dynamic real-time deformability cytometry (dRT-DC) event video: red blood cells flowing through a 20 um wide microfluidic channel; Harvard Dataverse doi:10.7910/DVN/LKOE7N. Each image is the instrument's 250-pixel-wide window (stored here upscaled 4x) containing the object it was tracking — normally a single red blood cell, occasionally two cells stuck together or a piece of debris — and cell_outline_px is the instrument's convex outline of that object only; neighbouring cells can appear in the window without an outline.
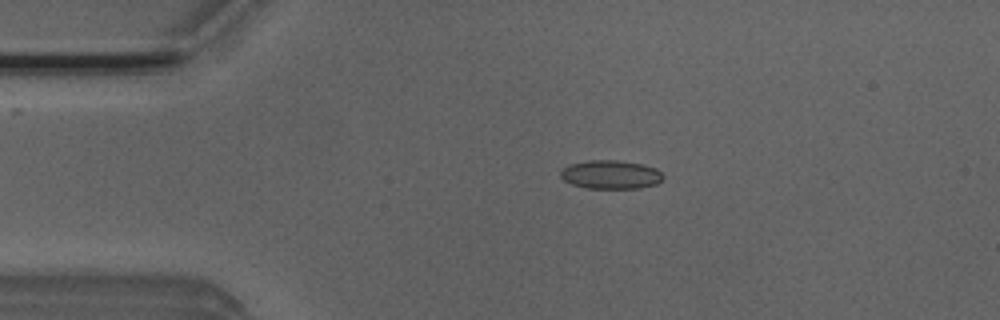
{"species": "Egyptian fruit bat (a non-hibernating species)", "species_latin": "Rousettus aegyptiacus", "temperature_condition": "room temperature", "stored_images_in_passage": 52, "camera_frame_rate_fps": 3000, "um_per_image_px": 0.085, "animal": {"sex": "male"}, "frame": {"image": 1, "passage_image": 11, "time_ms": 3.333, "image_size_px": [1000, 320], "cell_outline_px": [[664, 176], [656, 184], [640, 188], [588, 188], [572, 184], [564, 180], [560, 176], [560, 168], [568, 164], [588, 160], [616, 160], [644, 164], [656, 168]], "centroid_in_image_um": [51.88, 14.82], "position_along_channel_um": 33.1, "area_um2": 17.22}}
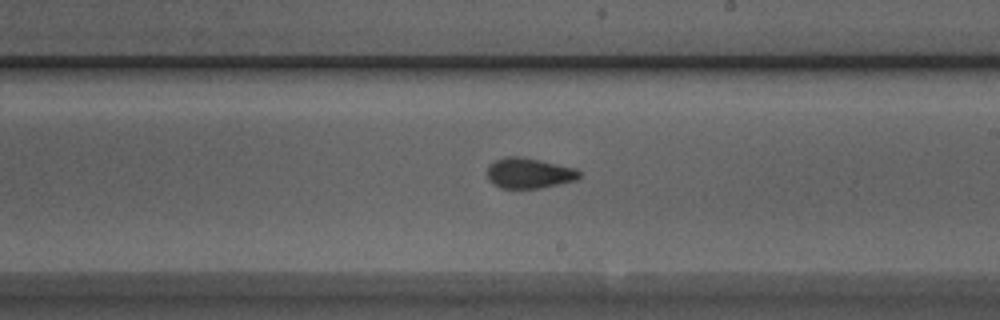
{"frame": {"image": 2, "passage_image": 30, "time_ms": 9.667, "image_size_px": [1000, 320], "cell_outline_px": [[580, 176], [576, 180], [540, 188], [500, 188], [492, 184], [488, 180], [488, 164], [504, 156], [520, 156], [540, 160], [576, 168], [580, 172]], "centroid_in_image_um": [44.94, 14.71], "position_along_channel_um": 244.1, "area_um2": 16.42}}
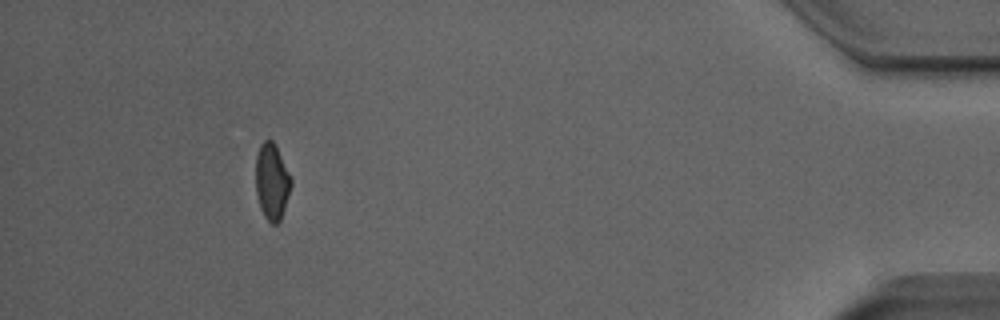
{"frame": {"image": 3, "passage_image": 48, "time_ms": 15.667, "image_size_px": [1000, 320], "cell_outline_px": [[292, 184], [280, 220], [276, 224], [272, 224], [264, 216], [260, 208], [256, 192], [256, 156], [260, 144], [264, 140], [272, 140], [276, 144], [292, 180]], "centroid_in_image_um": [23.1, 15.41], "position_along_channel_um": 412.1, "area_um2": 15.66}, "authors_computed_cell_mechanics": {"area_um2": 16.4152, "velocity_mm_per_s": 3.937, "shape_relaxation_time_tau1_ms": null, "shape_relaxation_time_tau2_ms": 1.3573, "deformation_change_tau1": null, "deformation_change_tau2": 0.0718}}